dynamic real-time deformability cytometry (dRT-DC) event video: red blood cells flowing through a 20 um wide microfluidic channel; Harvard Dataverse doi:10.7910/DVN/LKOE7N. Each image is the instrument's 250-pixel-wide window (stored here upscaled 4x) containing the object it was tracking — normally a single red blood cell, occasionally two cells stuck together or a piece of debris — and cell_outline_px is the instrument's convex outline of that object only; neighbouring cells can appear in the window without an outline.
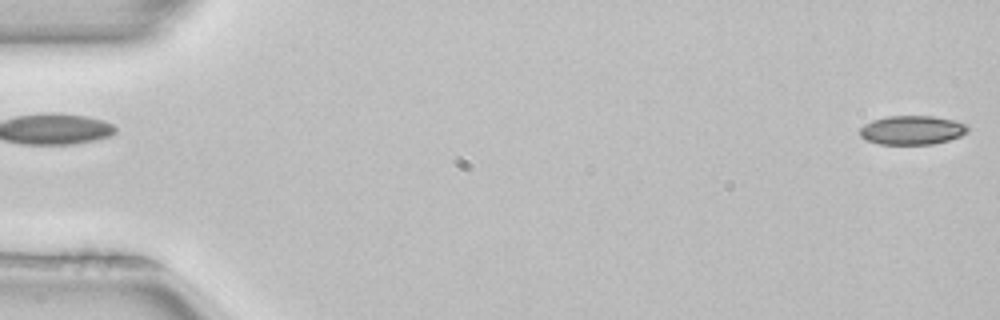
{"species": "common noctule bat (a hibernating species)", "species_latin": "Nyctalus noctula", "temperature_condition": "room temperature", "stored_images_in_passage": 4, "camera_frame_rate_fps": 3000, "um_per_image_px": 0.085, "animal": {"sex": "female", "body_mass_g": 22.7, "forearm_length_mm": 54.2}, "frame": {"image": 1, "passage_image": 4, "time_ms": 1.0, "image_size_px": [1000, 320], "cell_outline_px": [[968, 132], [960, 136], [948, 140], [932, 144], [880, 144], [864, 140], [860, 136], [860, 128], [864, 124], [872, 120], [888, 116], [936, 116], [968, 124]], "centroid_in_image_um": [77.51, 11.06], "position_along_channel_um": 7.5, "area_um2": 18.32}}